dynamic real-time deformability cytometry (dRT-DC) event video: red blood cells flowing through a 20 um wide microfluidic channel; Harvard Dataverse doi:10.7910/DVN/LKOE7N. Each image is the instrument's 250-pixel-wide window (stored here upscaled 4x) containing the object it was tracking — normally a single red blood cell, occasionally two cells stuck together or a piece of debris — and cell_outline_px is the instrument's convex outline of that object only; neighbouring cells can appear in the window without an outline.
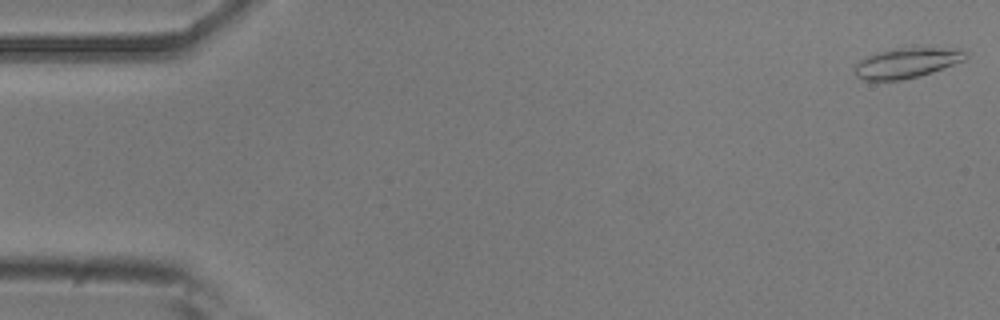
{"species": "common noctule bat (a hibernating species)", "species_latin": "Nyctalus noctula", "temperature_condition": "room temperature", "stored_images_in_passage": 53, "camera_frame_rate_fps": 3000, "um_per_image_px": 0.085, "animal": {"sex": "male", "body_mass_g": 20.5, "forearm_length_mm": 52.5}, "frame": {"image": 1, "passage_image": 1, "time_ms": 0.0, "image_size_px": [1000, 320], "cell_outline_px": [[968, 56], [964, 60], [932, 72], [900, 80], [864, 80], [856, 76], [852, 64], [868, 56], [880, 52], [912, 44], [956, 48], [968, 52]], "centroid_in_image_um": [77.1, 5.29], "position_along_channel_um": 7.9, "area_um2": 20.17}}
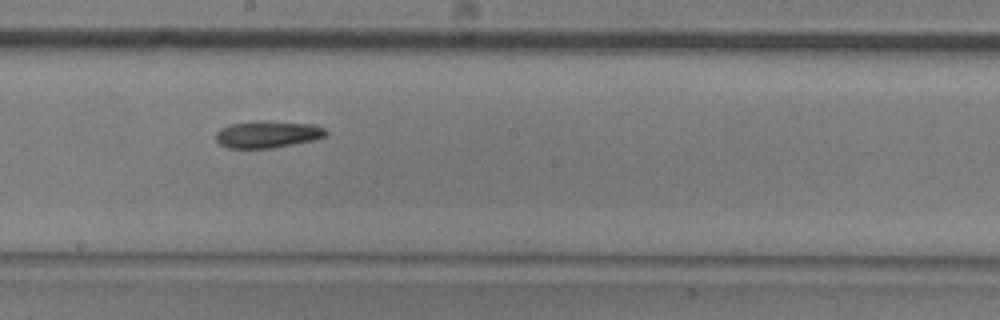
{"frame": {"image": 2, "passage_image": 29, "time_ms": 9.333, "image_size_px": [1000, 320], "cell_outline_px": [[328, 132], [324, 136], [316, 140], [272, 148], [228, 148], [220, 144], [216, 140], [216, 132], [220, 128], [232, 124], [256, 120], [260, 120], [316, 124], [324, 128]], "centroid_in_image_um": [22.76, 11.41], "position_along_channel_um": 225.4, "area_um2": 17.51}}
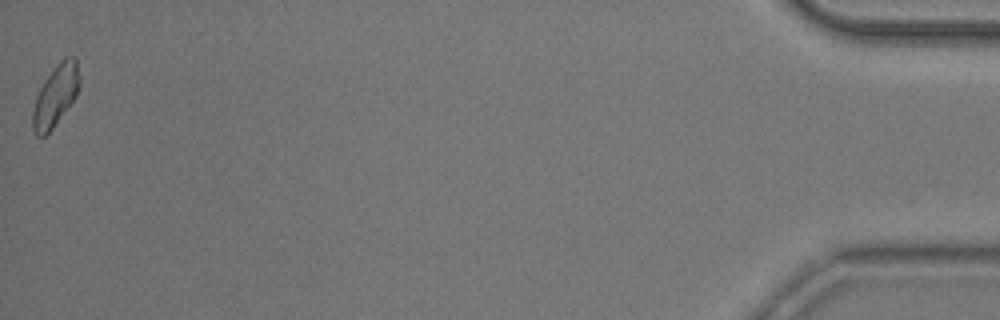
{"frame": {"image": 3, "passage_image": 53, "time_ms": 17.333, "image_size_px": [1000, 320], "cell_outline_px": [[80, 84], [76, 96], [52, 128], [44, 136], [36, 136], [32, 128], [32, 112], [36, 96], [44, 80], [56, 64], [64, 56], [76, 56], [80, 76]], "centroid_in_image_um": [4.73, 8.07], "position_along_channel_um": 430.5, "area_um2": 16.76}, "authors_computed_cell_mechanics": {"area_um2": 17.34, "velocity_mm_per_s": 3.7945, "shape_relaxation_time_tau1_ms": 3.8405, "shape_relaxation_time_tau2_ms": null, "deformation_change_tau1": 0.1051, "deformation_change_tau2": null}}